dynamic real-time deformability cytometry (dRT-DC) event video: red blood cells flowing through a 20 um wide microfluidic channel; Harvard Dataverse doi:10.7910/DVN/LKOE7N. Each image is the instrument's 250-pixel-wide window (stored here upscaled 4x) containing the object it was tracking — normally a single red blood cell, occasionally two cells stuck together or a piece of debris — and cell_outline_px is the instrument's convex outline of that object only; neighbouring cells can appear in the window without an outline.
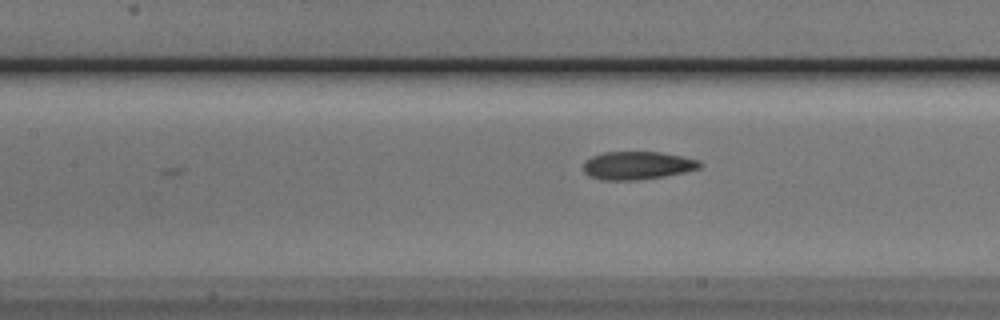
{"species": "Egyptian fruit bat (a non-hibernating species)", "species_latin": "Rousettus aegyptiacus", "temperature_condition": "cold", "stored_images_in_passage": 10, "camera_frame_rate_fps": 3000, "um_per_image_px": 0.085, "animal": {"sex": "male"}, "frame": {"image": 1, "passage_image": 10, "time_ms": 3.0, "image_size_px": [1000, 320], "cell_outline_px": [[704, 164], [700, 168], [684, 172], [664, 176], [636, 180], [600, 180], [588, 176], [584, 172], [584, 160], [592, 156], [604, 152], [660, 152], [684, 156], [700, 160]], "centroid_in_image_um": [54.18, 14.06], "position_along_channel_um": 153.2, "area_um2": 19.25}}